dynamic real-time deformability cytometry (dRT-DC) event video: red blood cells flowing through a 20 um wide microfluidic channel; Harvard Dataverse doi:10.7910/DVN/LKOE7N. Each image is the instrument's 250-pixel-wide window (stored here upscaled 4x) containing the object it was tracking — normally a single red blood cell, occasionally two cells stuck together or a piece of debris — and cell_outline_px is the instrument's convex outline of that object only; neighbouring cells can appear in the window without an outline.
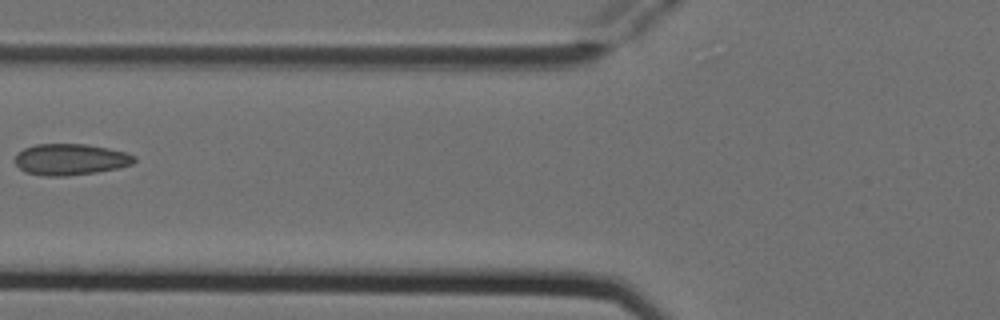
{"species": "Egyptian fruit bat (a non-hibernating species)", "species_latin": "Rousettus aegyptiacus", "temperature_condition": "cold", "stored_images_in_passage": 5, "camera_frame_rate_fps": 3000, "um_per_image_px": 0.085, "animal": {"sex": "female"}, "frame": {"image": 1, "passage_image": 4, "time_ms": 1.0, "image_size_px": [1000, 320], "cell_outline_px": [[136, 160], [132, 164], [120, 168], [96, 172], [64, 176], [40, 176], [24, 172], [16, 164], [16, 152], [24, 148], [36, 144], [88, 144], [108, 148], [124, 152], [136, 156]], "centroid_in_image_um": [5.98, 13.55], "position_along_channel_um": 119.8, "area_um2": 21.91}}
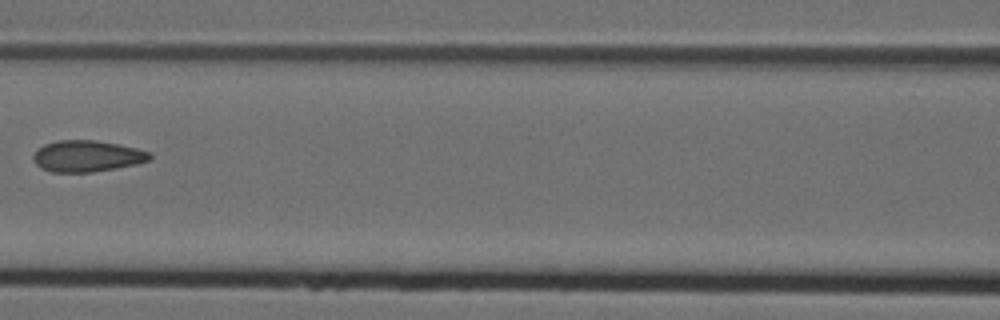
{"frame": {"image": 2, "passage_image": 5, "time_ms": 1.333, "image_size_px": [1000, 320], "cell_outline_px": [[152, 156], [148, 160], [136, 164], [116, 168], [92, 172], [52, 172], [40, 168], [36, 164], [32, 156], [44, 144], [56, 140], [96, 140], [120, 144], [152, 152]], "centroid_in_image_um": [7.41, 13.26], "position_along_channel_um": 159.2, "area_um2": 21.33}}